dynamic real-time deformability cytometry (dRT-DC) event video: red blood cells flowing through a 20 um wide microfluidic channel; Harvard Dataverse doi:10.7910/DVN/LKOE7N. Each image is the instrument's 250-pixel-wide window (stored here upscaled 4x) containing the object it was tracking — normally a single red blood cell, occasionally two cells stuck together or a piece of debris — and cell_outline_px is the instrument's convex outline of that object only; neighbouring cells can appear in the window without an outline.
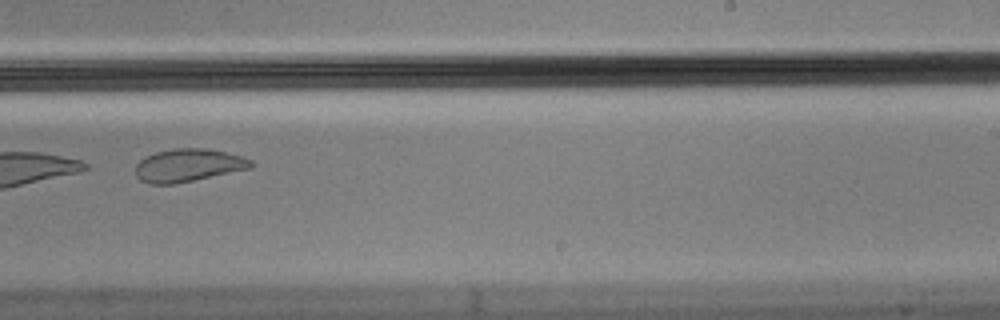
{"species": "Egyptian fruit bat (a non-hibernating species)", "species_latin": "Rousettus aegyptiacus", "temperature_condition": "cold", "stored_images_in_passage": 10, "camera_frame_rate_fps": 3000, "um_per_image_px": 0.085, "animal": {"sex": "male"}, "frame": {"image": 1, "passage_image": 10, "time_ms": 3.0, "image_size_px": [1000, 320], "cell_outline_px": [[252, 168], [172, 184], [148, 184], [140, 180], [136, 176], [136, 164], [140, 160], [156, 152], [172, 148], [204, 148], [224, 152], [240, 156], [252, 160]], "centroid_in_image_um": [15.97, 14.05], "position_along_channel_um": 273.0, "area_um2": 21.85}}